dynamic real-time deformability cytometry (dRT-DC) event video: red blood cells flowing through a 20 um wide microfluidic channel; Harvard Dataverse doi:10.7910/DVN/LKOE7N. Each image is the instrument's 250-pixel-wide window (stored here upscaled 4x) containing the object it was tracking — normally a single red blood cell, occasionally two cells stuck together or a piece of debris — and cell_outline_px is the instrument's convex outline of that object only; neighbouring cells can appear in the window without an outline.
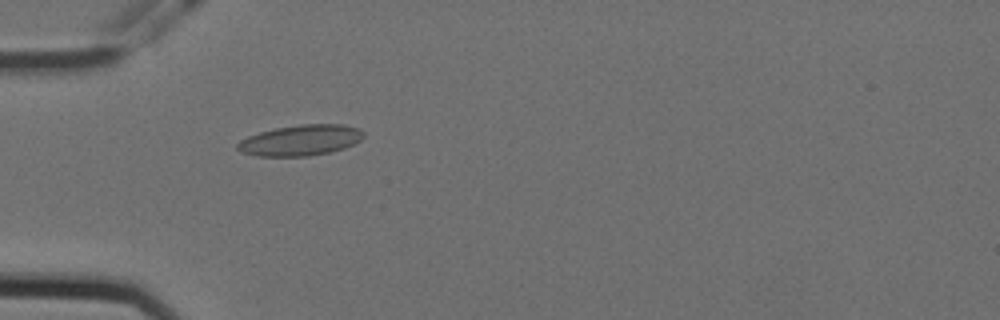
{"species": "Egyptian fruit bat (a non-hibernating species)", "species_latin": "Rousettus aegyptiacus", "temperature_condition": "cold", "stored_images_in_passage": 44, "camera_frame_rate_fps": 3000, "um_per_image_px": 0.085, "animal": {"sex": "female"}, "frame": {"image": 1, "passage_image": 5, "time_ms": 1.333, "image_size_px": [1000, 320], "cell_outline_px": [[364, 136], [360, 140], [344, 148], [328, 152], [308, 156], [256, 156], [240, 152], [236, 148], [236, 144], [240, 140], [248, 136], [260, 132], [276, 128], [300, 124], [344, 124], [360, 128], [364, 132]], "centroid_in_image_um": [25.53, 11.92], "position_along_channel_um": 59.5, "area_um2": 22.66}}
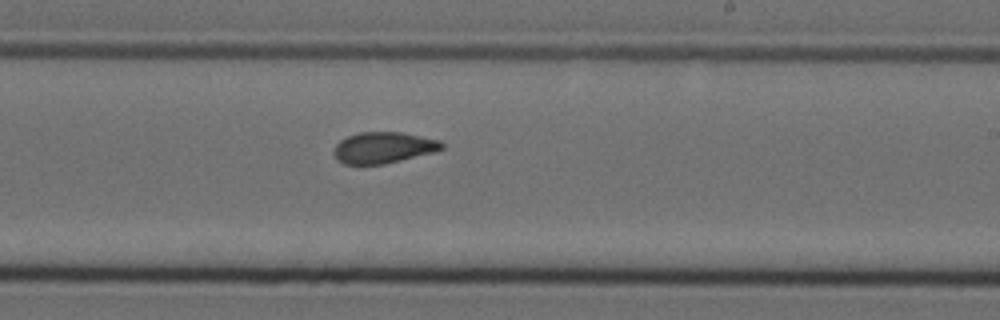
{"frame": {"image": 2, "passage_image": 22, "time_ms": 7.0, "image_size_px": [1000, 320], "cell_outline_px": [[444, 148], [432, 152], [384, 164], [344, 164], [336, 160], [332, 152], [336, 144], [340, 140], [348, 136], [360, 132], [400, 132], [440, 140], [444, 144]], "centroid_in_image_um": [32.54, 12.55], "position_along_channel_um": 256.5, "area_um2": 19.54}}
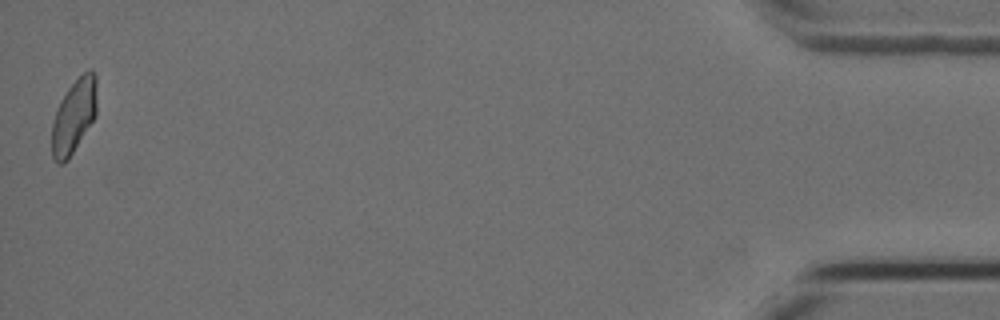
{"frame": {"image": 3, "passage_image": 44, "time_ms": 14.333, "image_size_px": [1000, 320], "cell_outline_px": [[96, 116], [68, 160], [64, 164], [60, 164], [52, 156], [52, 124], [60, 100], [68, 88], [88, 68], [92, 68], [96, 76]], "centroid_in_image_um": [6.29, 9.86], "position_along_channel_um": 428.9, "area_um2": 19.36}, "authors_computed_cell_mechanics": {"area_um2": 19.7965, "velocity_mm_per_s": 3.5565, "shape_relaxation_time_tau1_ms": null, "shape_relaxation_time_tau2_ms": 1.509, "deformation_change_tau1": null, "deformation_change_tau2": 0.0491}}